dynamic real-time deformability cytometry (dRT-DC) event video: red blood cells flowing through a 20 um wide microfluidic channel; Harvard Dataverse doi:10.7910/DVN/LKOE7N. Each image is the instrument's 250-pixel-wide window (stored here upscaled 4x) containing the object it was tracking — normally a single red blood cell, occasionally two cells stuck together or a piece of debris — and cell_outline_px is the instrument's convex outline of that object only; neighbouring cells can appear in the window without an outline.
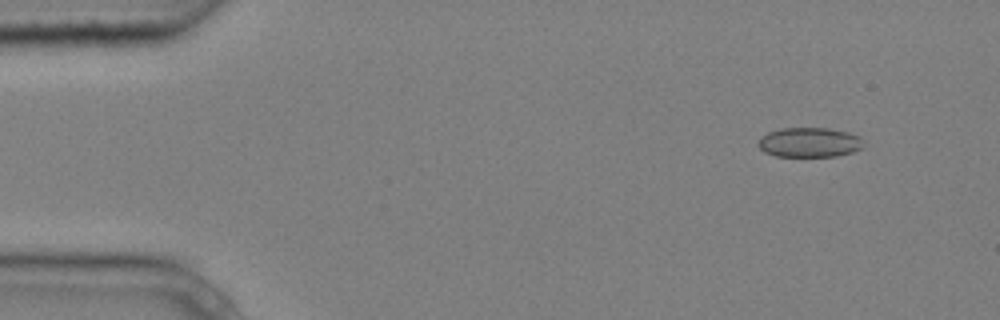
{"species": "common noctule bat (a hibernating species)", "species_latin": "Nyctalus noctula", "temperature_condition": "cold", "stored_images_in_passage": 5, "camera_frame_rate_fps": 3000, "um_per_image_px": 0.085, "animal": {"sex": "male", "body_mass_g": 20.4}, "frame": {"image": 1, "passage_image": 2, "time_ms": 0.333, "image_size_px": [1000, 320], "cell_outline_px": [[860, 148], [852, 152], [836, 156], [776, 156], [764, 152], [756, 144], [760, 136], [768, 132], [780, 128], [828, 128], [848, 132], [860, 136]], "centroid_in_image_um": [68.72, 12.09], "position_along_channel_um": 16.3, "area_um2": 18.15}}
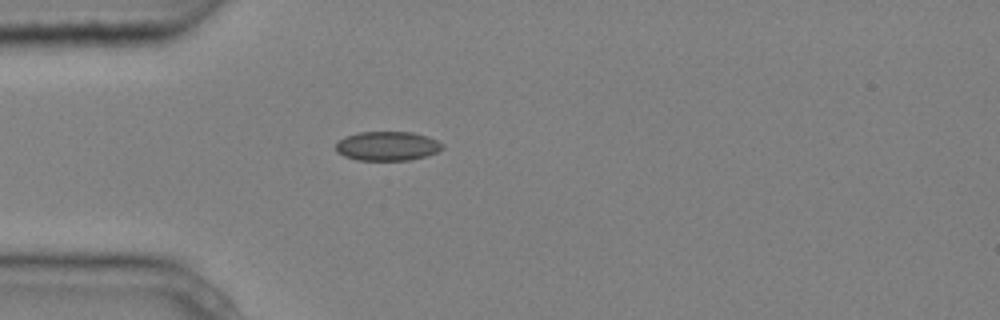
{"frame": {"image": 2, "passage_image": 5, "time_ms": 1.333, "image_size_px": [1000, 320], "cell_outline_px": [[444, 148], [428, 156], [408, 160], [356, 160], [344, 156], [336, 152], [336, 144], [344, 136], [360, 132], [412, 132], [428, 136], [444, 144]], "centroid_in_image_um": [32.93, 12.41], "position_along_channel_um": 52.1, "area_um2": 18.26}}